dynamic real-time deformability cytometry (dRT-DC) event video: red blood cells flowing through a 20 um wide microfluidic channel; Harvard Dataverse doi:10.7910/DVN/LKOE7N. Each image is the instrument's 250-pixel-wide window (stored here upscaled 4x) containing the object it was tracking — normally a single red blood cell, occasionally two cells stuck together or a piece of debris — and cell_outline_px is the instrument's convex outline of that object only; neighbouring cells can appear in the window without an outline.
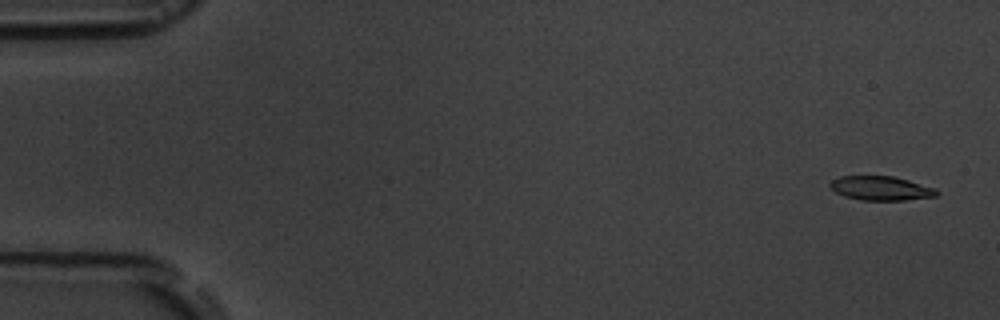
{"species": "common noctule bat (a hibernating species)", "species_latin": "Nyctalus noctula", "temperature_condition": "room temperature", "stored_images_in_passage": 4, "camera_frame_rate_fps": 3000, "um_per_image_px": 0.085, "animal": {"sex": "male", "body_mass_g": 19.5, "forearm_length_mm": 54.6}, "frame": {"image": 1, "passage_image": 1, "time_ms": 0.0, "image_size_px": [1000, 320], "cell_outline_px": [[940, 192], [936, 196], [904, 200], [860, 200], [844, 196], [836, 192], [828, 184], [832, 180], [840, 176], [892, 176], [908, 180], [936, 188]], "centroid_in_image_um": [74.88, 16.0], "position_along_channel_um": 10.1, "area_um2": 14.97}}
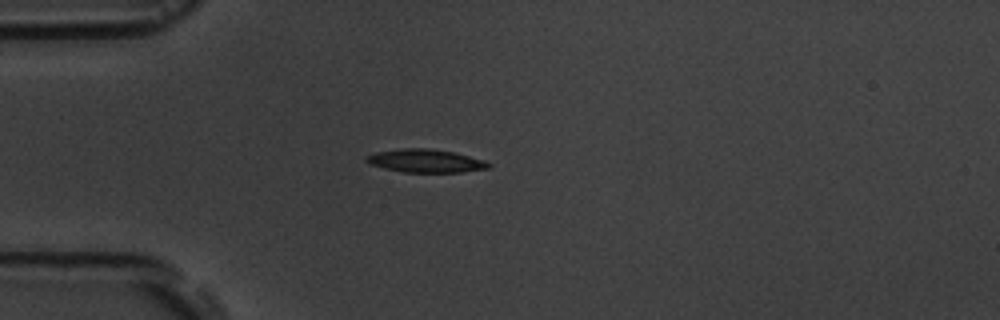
{"frame": {"image": 2, "passage_image": 4, "time_ms": 4.333, "image_size_px": [1000, 320], "cell_outline_px": [[492, 168], [460, 172], [404, 172], [384, 168], [368, 164], [364, 160], [364, 156], [376, 152], [400, 148], [428, 148], [452, 152], [484, 160], [492, 164]], "centroid_in_image_um": [36.14, 13.67], "position_along_channel_um": 48.9, "area_um2": 16.59}}